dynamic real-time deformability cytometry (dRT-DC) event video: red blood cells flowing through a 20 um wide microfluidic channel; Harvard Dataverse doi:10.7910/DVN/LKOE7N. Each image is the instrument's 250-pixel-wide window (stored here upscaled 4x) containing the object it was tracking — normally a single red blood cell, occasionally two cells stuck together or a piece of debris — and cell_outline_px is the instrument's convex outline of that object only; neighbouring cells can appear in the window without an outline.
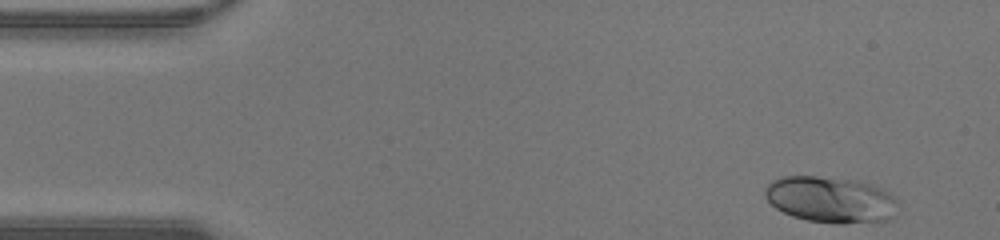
{"species": "human", "species_latin": "Homo sapiens", "temperature_condition": "warm", "stored_images_in_passage": 44, "camera_frame_rate_fps": 3000, "um_per_image_px": 0.085, "donor": {"sex": "male"}, "frame": {"image": 1, "passage_image": 1, "time_ms": 0.0, "image_size_px": [1000, 240], "cell_outline_px": [[900, 200], [888, 220], [844, 224], [840, 224], [808, 220], [792, 216], [776, 208], [764, 196], [764, 188], [772, 180], [784, 176], [816, 176], [860, 180], [884, 188], [896, 196]], "centroid_in_image_um": [70.63, 16.95], "position_along_channel_um": 14.4, "area_um2": 36.18}}
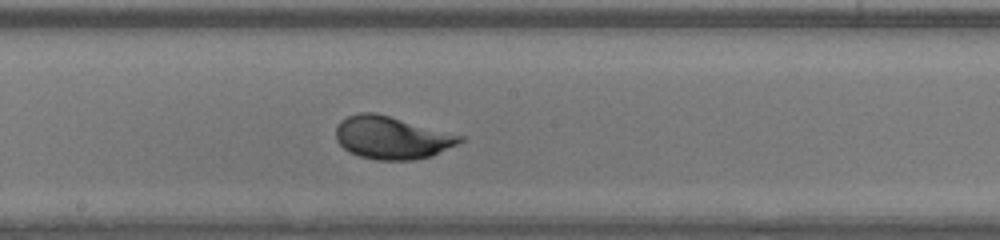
{"frame": {"image": 2, "passage_image": 22, "time_ms": 7.0, "image_size_px": [1000, 240], "cell_outline_px": [[464, 140], [432, 156], [412, 160], [376, 160], [360, 156], [348, 152], [336, 140], [336, 124], [340, 120], [348, 116], [360, 112], [376, 112], [464, 136]], "centroid_in_image_um": [33.27, 11.69], "position_along_channel_um": 214.9, "area_um2": 30.92}}
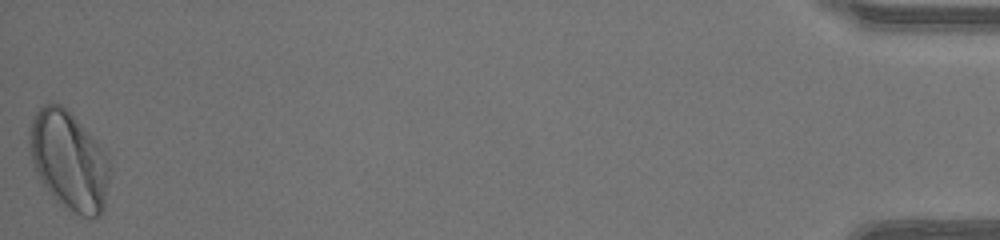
{"frame": {"image": 3, "passage_image": 44, "time_ms": 14.333, "image_size_px": [1000, 240], "cell_outline_px": [[112, 164], [104, 208], [96, 216], [84, 216], [68, 208], [56, 200], [40, 184], [32, 160], [28, 144], [28, 132], [32, 116], [44, 104], [60, 104], [108, 152]], "centroid_in_image_um": [5.86, 13.65], "position_along_channel_um": 429.3, "area_um2": 46.36}, "authors_computed_cell_mechanics": {"area_um2": 32.1079, "velocity_mm_per_s": 4.3917, "shape_relaxation_time_tau1_ms": 2.3524, "shape_relaxation_time_tau2_ms": null, "deformation_change_tau1": 0.1512, "deformation_change_tau2": null}}